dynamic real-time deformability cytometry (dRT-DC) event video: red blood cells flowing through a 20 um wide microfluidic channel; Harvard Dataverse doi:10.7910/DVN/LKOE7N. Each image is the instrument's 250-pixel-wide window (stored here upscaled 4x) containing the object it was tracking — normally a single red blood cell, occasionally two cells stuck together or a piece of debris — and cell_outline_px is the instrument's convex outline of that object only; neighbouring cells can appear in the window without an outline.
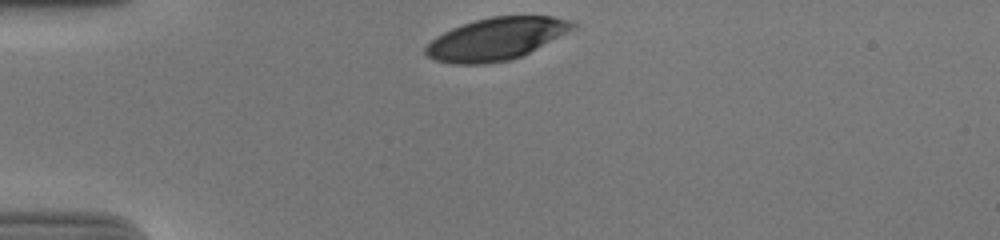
{"species": "human", "species_latin": "Homo sapiens", "temperature_condition": "cold", "stored_images_in_passage": 31, "camera_frame_rate_fps": 3000, "um_per_image_px": 0.085, "donor": {"sex": "male"}, "frame": {"image": 1, "passage_image": 1, "time_ms": 0.0, "image_size_px": [1000, 240], "cell_outline_px": [[576, 28], [512, 60], [484, 64], [452, 64], [432, 60], [424, 52], [424, 48], [436, 36], [452, 28], [476, 20], [492, 16], [552, 16], [568, 20], [576, 24]], "centroid_in_image_um": [42.14, 3.32], "position_along_channel_um": 42.9, "area_um2": 36.01}}
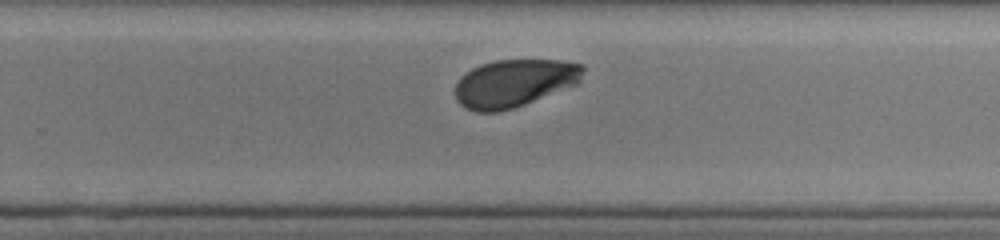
{"frame": {"image": 2, "passage_image": 23, "time_ms": 7.333, "image_size_px": [1000, 240], "cell_outline_px": [[584, 68], [580, 80], [576, 84], [524, 104], [500, 112], [476, 112], [464, 108], [456, 100], [456, 84], [460, 76], [464, 72], [480, 64], [496, 60], [560, 60], [584, 64]], "centroid_in_image_um": [43.67, 7.06], "position_along_channel_um": 286.1, "area_um2": 35.55}}
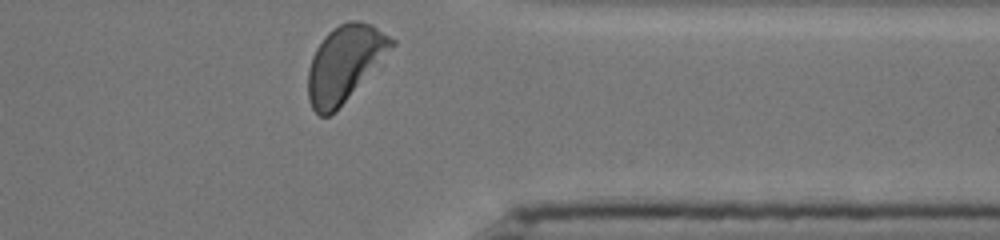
{"frame": {"image": 3, "passage_image": 31, "time_ms": 10.0, "image_size_px": [1000, 240], "cell_outline_px": [[396, 44], [336, 112], [328, 116], [320, 116], [312, 108], [308, 100], [308, 68], [312, 56], [316, 48], [324, 36], [332, 28], [348, 20], [356, 20], [372, 24], [396, 40]], "centroid_in_image_um": [29.28, 5.39], "position_along_channel_um": 382.1, "area_um2": 36.99}, "authors_computed_cell_mechanics": {"area_um2": 37.859, "velocity_mm_per_s": 3.8016, "shape_relaxation_time_tau1_ms": 3.0293, "shape_relaxation_time_tau2_ms": null, "deformation_change_tau1": 0.1502, "deformation_change_tau2": null}}